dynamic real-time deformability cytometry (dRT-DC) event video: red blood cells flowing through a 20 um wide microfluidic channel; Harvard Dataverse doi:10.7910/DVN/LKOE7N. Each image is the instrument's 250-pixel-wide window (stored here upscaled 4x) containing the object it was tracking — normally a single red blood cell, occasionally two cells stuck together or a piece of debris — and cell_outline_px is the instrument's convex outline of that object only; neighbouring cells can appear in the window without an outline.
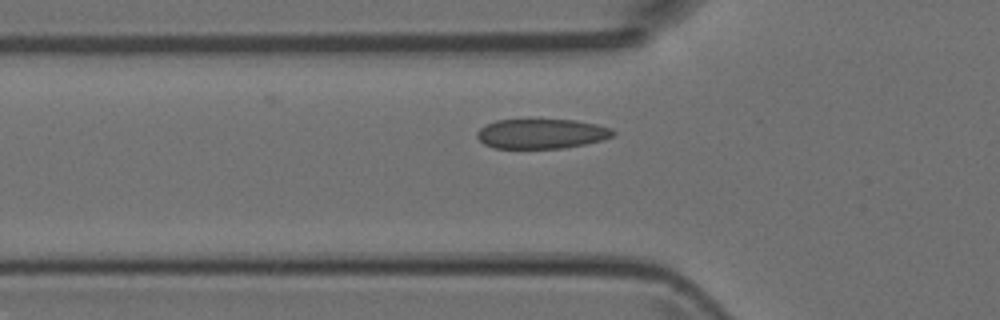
{"species": "Egyptian fruit bat (a non-hibernating species)", "species_latin": "Rousettus aegyptiacus", "temperature_condition": "room temperature", "stored_images_in_passage": 34, "camera_frame_rate_fps": 3000, "um_per_image_px": 0.085, "animal": {"sex": "female"}, "frame": {"image": 1, "passage_image": 5, "time_ms": 1.333, "image_size_px": [1000, 320], "cell_outline_px": [[616, 132], [612, 136], [604, 140], [584, 144], [560, 148], [496, 148], [484, 144], [476, 136], [476, 132], [484, 124], [496, 120], [576, 120], [596, 124], [612, 128]], "centroid_in_image_um": [46.02, 11.36], "position_along_channel_um": 79.8, "area_um2": 23.58}}
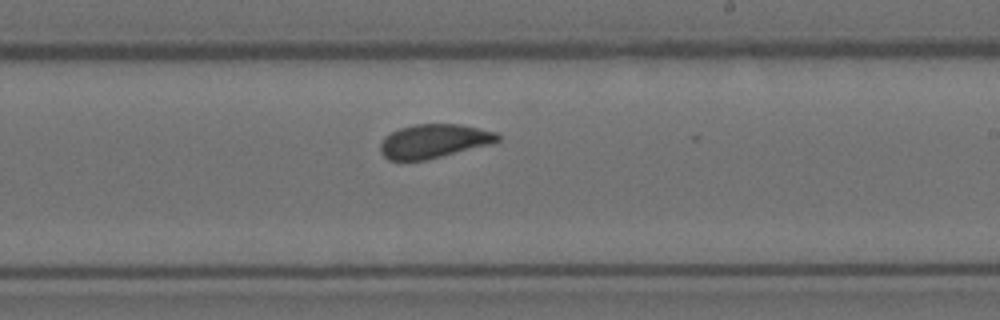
{"frame": {"image": 2, "passage_image": 18, "time_ms": 5.667, "image_size_px": [1000, 320], "cell_outline_px": [[500, 140], [440, 156], [424, 160], [388, 160], [380, 152], [380, 144], [384, 136], [400, 128], [416, 124], [460, 124], [496, 132], [500, 136]], "centroid_in_image_um": [36.8, 11.98], "position_along_channel_um": 252.2, "area_um2": 22.6}}
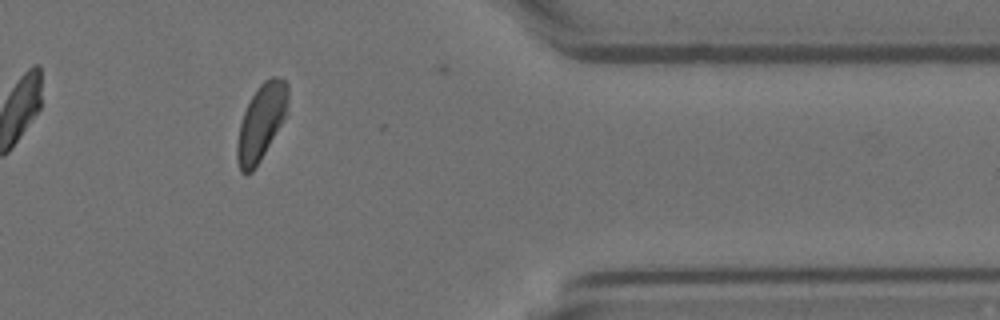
{"frame": {"image": 3, "passage_image": 30, "time_ms": 9.667, "image_size_px": [1000, 320], "cell_outline_px": [[288, 100], [284, 116], [280, 124], [260, 160], [252, 172], [240, 172], [236, 160], [236, 144], [240, 124], [244, 112], [256, 88], [264, 80], [272, 76], [276, 76], [284, 80], [288, 84]], "centroid_in_image_um": [22.17, 10.37], "position_along_channel_um": 389.2, "area_um2": 22.02}}